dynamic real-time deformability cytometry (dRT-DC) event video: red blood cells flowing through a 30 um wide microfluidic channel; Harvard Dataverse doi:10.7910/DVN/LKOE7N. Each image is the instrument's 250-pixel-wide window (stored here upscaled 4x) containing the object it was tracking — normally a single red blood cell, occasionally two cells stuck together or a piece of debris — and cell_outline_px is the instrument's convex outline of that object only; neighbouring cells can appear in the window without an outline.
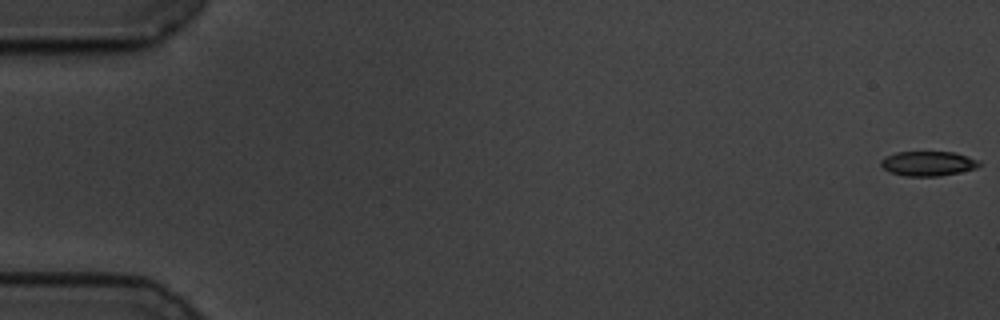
{"species": "common noctule bat (a hibernating species)", "species_latin": "Nyctalus noctula", "temperature_condition": "cold", "stored_images_in_passage": 59, "camera_frame_rate_fps": 3000, "um_per_image_px": 0.085, "animal": {"sex": "male", "body_mass_g": 19.5, "forearm_length_mm": 54.6}, "frame": {"image": 1, "passage_image": 1, "time_ms": 0.0, "image_size_px": [1000, 320], "cell_outline_px": [[980, 164], [976, 168], [960, 172], [940, 176], [904, 176], [888, 172], [880, 164], [880, 160], [884, 156], [896, 152], [956, 152], [980, 160]], "centroid_in_image_um": [78.87, 13.9], "position_along_channel_um": 6.1, "area_um2": 14.33}}
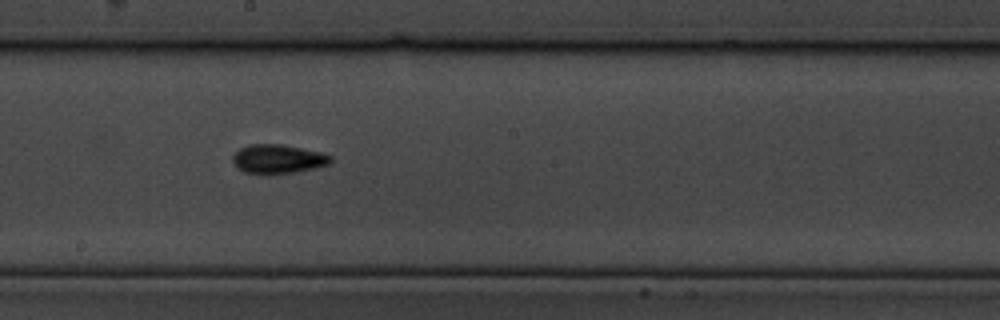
{"frame": {"image": 2, "passage_image": 33, "time_ms": 10.667, "image_size_px": [1000, 320], "cell_outline_px": [[332, 160], [328, 164], [316, 168], [296, 172], [268, 176], [244, 172], [232, 160], [232, 156], [240, 148], [248, 144], [280, 144], [324, 152], [332, 156]], "centroid_in_image_um": [23.65, 13.53], "position_along_channel_um": 224.6, "area_um2": 16.94}}
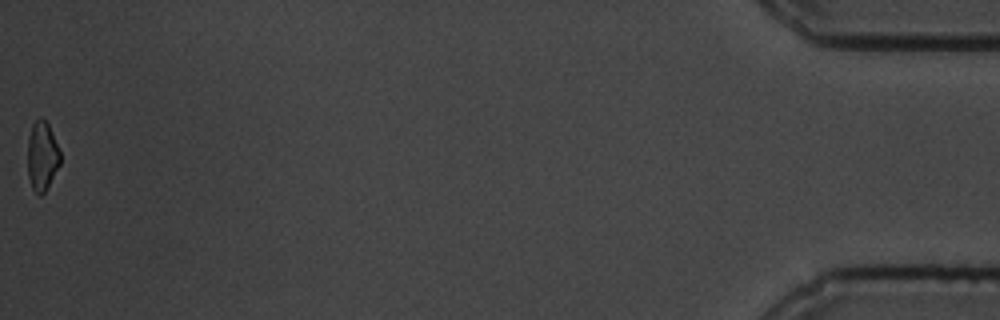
{"frame": {"image": 3, "passage_image": 59, "time_ms": 19.333, "image_size_px": [1000, 320], "cell_outline_px": [[60, 164], [44, 192], [40, 196], [32, 188], [28, 176], [28, 136], [32, 124], [40, 116], [48, 124], [60, 152]], "centroid_in_image_um": [3.56, 13.25], "position_along_channel_um": 431.6, "area_um2": 12.95}, "authors_computed_cell_mechanics": {"area_um2": 14.5656, "velocity_mm_per_s": 3.4757, "shape_relaxation_time_tau1_ms": 2.9772, "shape_relaxation_time_tau2_ms": 4.1942, "deformation_change_tau1": 0.1318, "deformation_change_tau2": 0.1014}}